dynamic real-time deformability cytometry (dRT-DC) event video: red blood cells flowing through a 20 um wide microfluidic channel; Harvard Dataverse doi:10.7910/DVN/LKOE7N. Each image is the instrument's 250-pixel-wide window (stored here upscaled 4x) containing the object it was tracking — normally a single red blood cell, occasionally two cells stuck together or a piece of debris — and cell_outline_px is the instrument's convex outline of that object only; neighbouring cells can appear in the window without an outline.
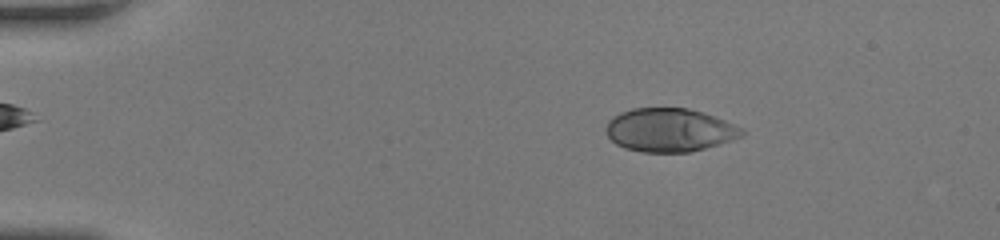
{"species": "human", "species_latin": "Homo sapiens", "temperature_condition": "room temperature", "stored_images_in_passage": 47, "camera_frame_rate_fps": 3000, "um_per_image_px": 0.085, "donor": {"sex": "female"}, "frame": {"image": 1, "passage_image": 4, "time_ms": 1.0, "image_size_px": [1000, 240], "cell_outline_px": [[744, 136], [720, 144], [688, 152], [644, 152], [624, 148], [616, 144], [608, 136], [604, 128], [608, 120], [612, 116], [620, 112], [632, 108], [688, 108], [724, 120], [744, 128]], "centroid_in_image_um": [56.89, 11.05], "position_along_channel_um": 28.1, "area_um2": 34.45}}
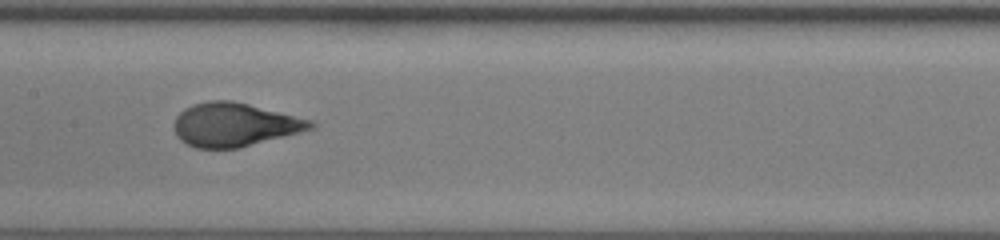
{"frame": {"image": 2, "passage_image": 22, "time_ms": 7.0, "image_size_px": [1000, 240], "cell_outline_px": [[316, 124], [312, 128], [240, 148], [196, 148], [180, 140], [176, 136], [176, 116], [184, 108], [192, 104], [208, 100], [232, 100], [312, 120]], "centroid_in_image_um": [19.9, 10.59], "position_along_channel_um": 187.5, "area_um2": 34.28}}
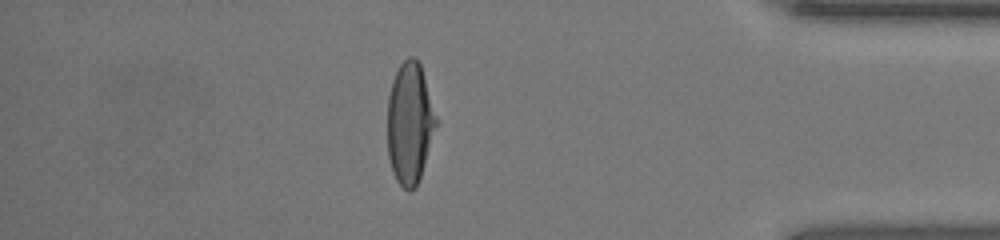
{"frame": {"image": 3, "passage_image": 40, "time_ms": 13.0, "image_size_px": [1000, 240], "cell_outline_px": [[440, 120], [416, 188], [408, 192], [396, 180], [392, 172], [388, 156], [388, 96], [392, 80], [400, 64], [408, 56], [412, 56], [420, 64]], "centroid_in_image_um": [34.86, 10.47], "position_along_channel_um": 400.3, "area_um2": 35.08}, "authors_computed_cell_mechanics": {"area_um2": 34.7378, "velocity_mm_per_s": 4.0705, "shape_relaxation_time_tau1_ms": 4.5302, "shape_relaxation_time_tau2_ms": null, "deformation_change_tau1": 0.2496, "deformation_change_tau2": null}}